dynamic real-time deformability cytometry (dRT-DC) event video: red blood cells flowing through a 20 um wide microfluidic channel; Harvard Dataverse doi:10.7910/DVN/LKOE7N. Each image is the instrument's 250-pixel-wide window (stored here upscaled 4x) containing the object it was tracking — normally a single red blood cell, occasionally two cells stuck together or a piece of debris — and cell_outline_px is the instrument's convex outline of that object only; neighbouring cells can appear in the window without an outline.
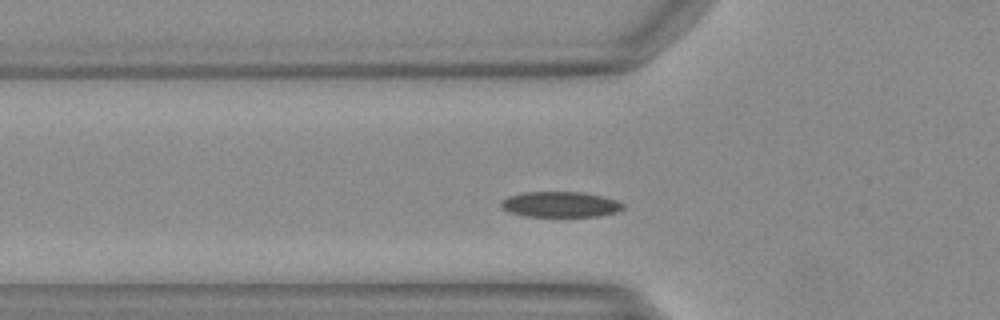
{"species": "Egyptian fruit bat (a non-hibernating species)", "species_latin": "Rousettus aegyptiacus", "temperature_condition": "warm", "stored_images_in_passage": 44, "camera_frame_rate_fps": 3000, "um_per_image_px": 0.085, "animal": {"sex": "female"}, "frame": {"image": 1, "passage_image": 10, "time_ms": 3.0, "image_size_px": [1000, 320], "cell_outline_px": [[624, 208], [616, 212], [600, 216], [524, 216], [508, 212], [500, 208], [500, 204], [508, 196], [524, 192], [584, 192], [616, 200], [624, 204]], "centroid_in_image_um": [47.6, 17.38], "position_along_channel_um": 78.2, "area_um2": 18.15}}
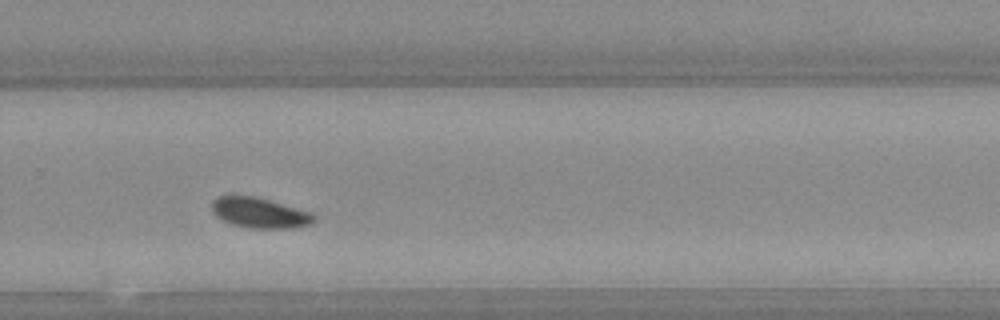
{"frame": {"image": 2, "passage_image": 27, "time_ms": 8.667, "image_size_px": [1000, 320], "cell_outline_px": [[316, 220], [308, 224], [296, 228], [248, 228], [232, 224], [216, 216], [212, 212], [212, 200], [220, 196], [252, 196], [268, 200], [308, 212], [316, 216]], "centroid_in_image_um": [22.04, 18.1], "position_along_channel_um": 307.8, "area_um2": 17.69}}
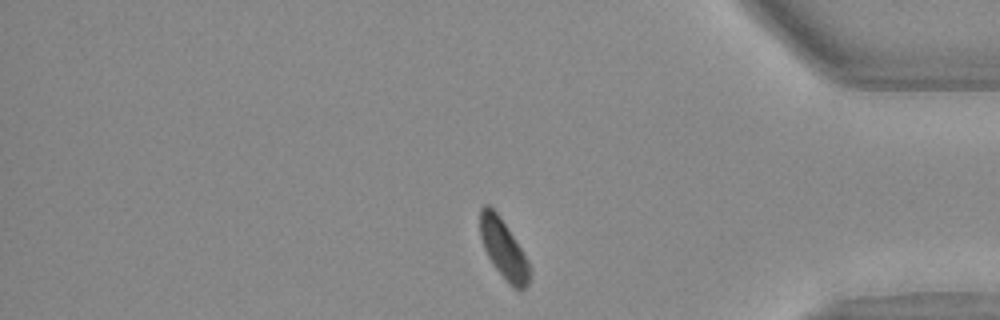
{"frame": {"image": 3, "passage_image": 35, "time_ms": 11.333, "image_size_px": [1000, 320], "cell_outline_px": [[532, 272], [528, 284], [524, 288], [516, 288], [508, 284], [496, 268], [488, 256], [484, 248], [480, 236], [480, 208], [484, 204], [488, 204], [500, 216], [528, 260]], "centroid_in_image_um": [42.8, 21.16], "position_along_channel_um": 392.4, "area_um2": 16.94}}